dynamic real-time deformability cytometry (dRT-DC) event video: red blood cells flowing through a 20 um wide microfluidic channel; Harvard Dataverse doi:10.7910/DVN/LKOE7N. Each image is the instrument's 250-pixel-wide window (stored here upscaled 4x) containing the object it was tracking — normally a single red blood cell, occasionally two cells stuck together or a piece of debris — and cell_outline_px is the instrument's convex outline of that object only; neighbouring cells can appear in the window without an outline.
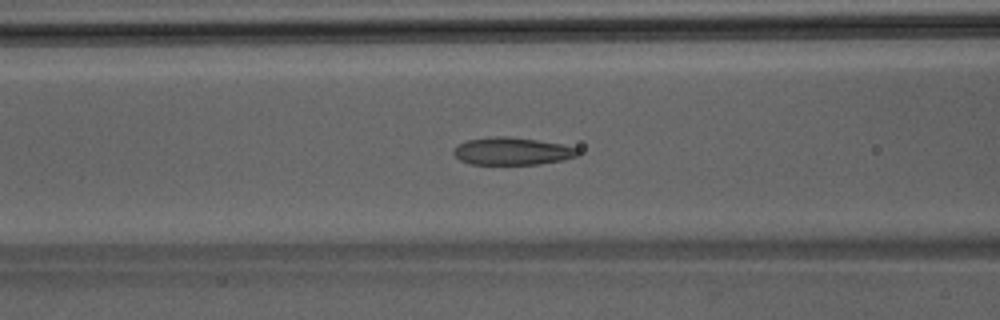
{"species": "Egyptian fruit bat (a non-hibernating species)", "species_latin": "Rousettus aegyptiacus", "temperature_condition": "room temperature", "stored_images_in_passage": 49, "camera_frame_rate_fps": 3000, "um_per_image_px": 0.085, "animal": {"sex": "male"}, "frame": {"image": 1, "passage_image": 20, "time_ms": 6.333, "image_size_px": [1000, 320], "cell_outline_px": [[580, 152], [576, 156], [564, 160], [540, 164], [468, 164], [460, 160], [452, 152], [452, 148], [468, 140], [496, 136], [508, 136], [536, 140], [560, 144], [576, 148]], "centroid_in_image_um": [43.51, 12.86], "position_along_channel_um": 123.1, "area_um2": 19.83}}
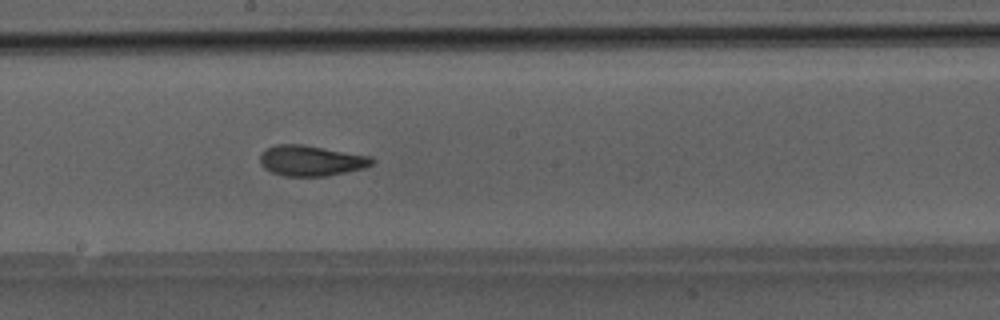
{"frame": {"image": 2, "passage_image": 27, "time_ms": 8.667, "image_size_px": [1000, 320], "cell_outline_px": [[376, 160], [372, 164], [364, 168], [324, 176], [284, 176], [272, 172], [264, 168], [260, 164], [260, 156], [268, 148], [276, 144], [304, 144], [372, 156]], "centroid_in_image_um": [26.46, 13.65], "position_along_channel_um": 221.7, "area_um2": 19.94}}
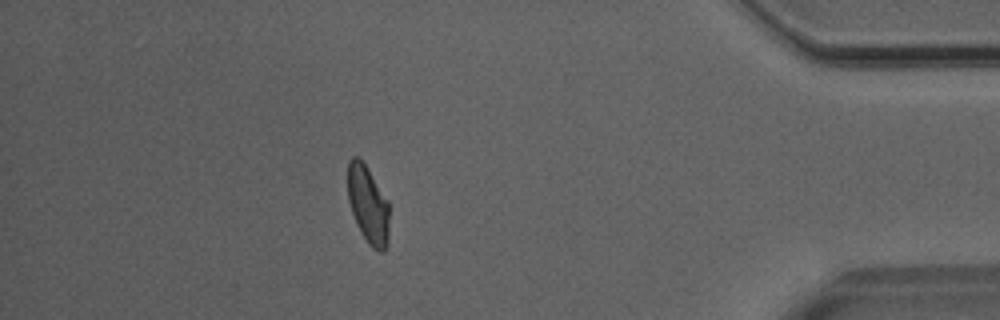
{"frame": {"image": 3, "passage_image": 43, "time_ms": 14.0, "image_size_px": [1000, 320], "cell_outline_px": [[388, 244], [384, 252], [380, 252], [372, 248], [368, 244], [360, 232], [352, 212], [348, 200], [348, 160], [352, 156], [356, 156], [368, 168], [388, 200]], "centroid_in_image_um": [31.28, 17.41], "position_along_channel_um": 403.9, "area_um2": 18.84}}